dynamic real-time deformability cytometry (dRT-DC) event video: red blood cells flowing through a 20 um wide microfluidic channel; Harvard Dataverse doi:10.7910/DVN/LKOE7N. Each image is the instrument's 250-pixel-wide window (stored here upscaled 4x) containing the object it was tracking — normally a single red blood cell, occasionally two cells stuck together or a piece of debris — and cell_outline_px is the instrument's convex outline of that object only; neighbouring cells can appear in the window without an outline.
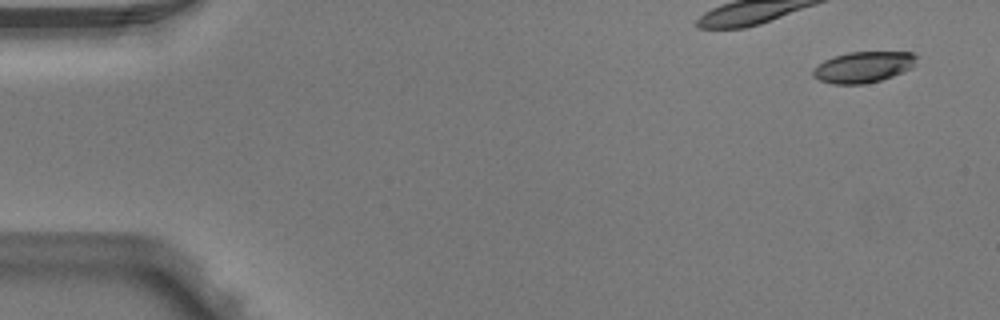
{"species": "Egyptian fruit bat (a non-hibernating species)", "species_latin": "Rousettus aegyptiacus", "temperature_condition": "warm", "stored_images_in_passage": 3, "camera_frame_rate_fps": 3000, "um_per_image_px": 0.085, "animal": {"sex": "male"}, "frame": {"image": 1, "passage_image": 1, "time_ms": 0.0, "image_size_px": [1000, 320], "cell_outline_px": [[916, 56], [912, 68], [892, 76], [880, 80], [864, 84], [832, 84], [820, 80], [812, 76], [812, 72], [824, 60], [832, 56], [848, 52], [912, 52]], "centroid_in_image_um": [73.36, 5.7], "position_along_channel_um": 11.6, "area_um2": 18.55}}
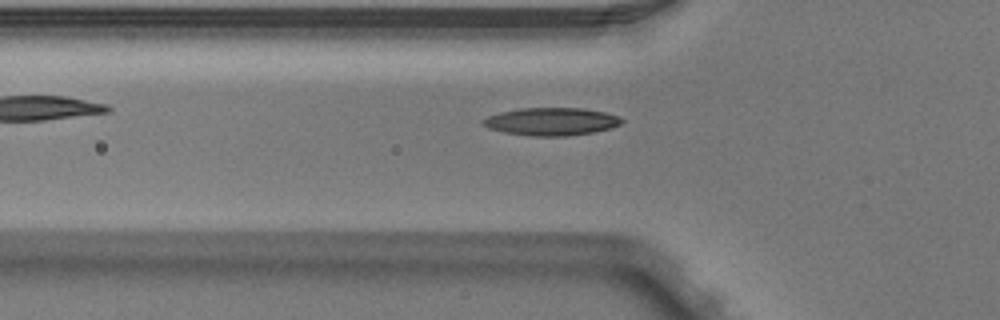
{"frame": {"image": 2, "passage_image": 3, "time_ms": 0.667, "image_size_px": [1000, 320], "cell_outline_px": [[624, 120], [620, 124], [612, 128], [592, 132], [568, 136], [532, 136], [504, 132], [488, 128], [480, 120], [488, 116], [500, 112], [520, 108], [584, 108], [604, 112], [620, 116]], "centroid_in_image_um": [46.88, 10.33], "position_along_channel_um": 78.9, "area_um2": 22.48}}